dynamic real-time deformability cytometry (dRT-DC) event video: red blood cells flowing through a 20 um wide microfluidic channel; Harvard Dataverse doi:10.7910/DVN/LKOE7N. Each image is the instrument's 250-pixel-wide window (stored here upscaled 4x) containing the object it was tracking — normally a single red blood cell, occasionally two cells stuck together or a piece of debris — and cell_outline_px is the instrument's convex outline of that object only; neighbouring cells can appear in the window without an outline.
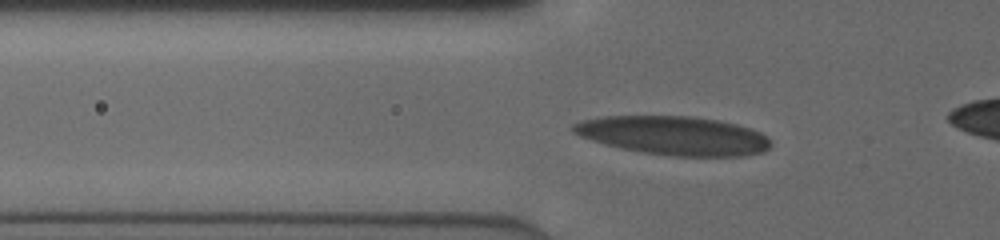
{"species": "human", "species_latin": "Homo sapiens", "temperature_condition": "cold", "stored_images_in_passage": 39, "camera_frame_rate_fps": 3000, "um_per_image_px": 0.085, "donor": {"sex": "male"}, "frame": {"image": 1, "passage_image": 12, "time_ms": 3.667, "image_size_px": [1000, 240], "cell_outline_px": [[772, 144], [764, 152], [744, 156], [672, 156], [644, 152], [624, 148], [592, 140], [580, 136], [572, 132], [572, 124], [580, 120], [600, 116], [692, 116], [716, 120], [736, 124], [760, 132], [768, 136]], "centroid_in_image_um": [57.28, 11.51], "position_along_channel_um": 68.5, "area_um2": 44.51}}
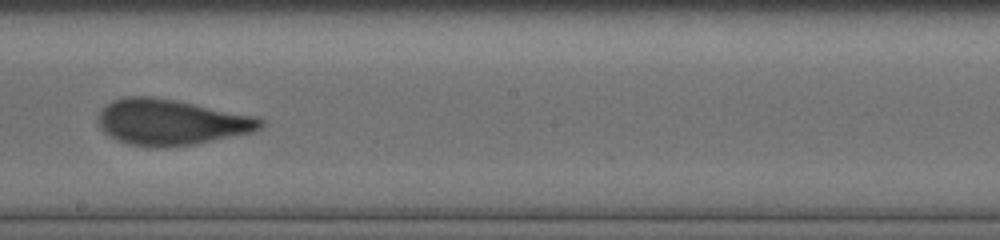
{"frame": {"image": 2, "passage_image": 24, "time_ms": 7.667, "image_size_px": [1000, 240], "cell_outline_px": [[264, 124], [260, 128], [252, 132], [192, 144], [164, 148], [156, 148], [128, 144], [116, 140], [108, 136], [96, 124], [96, 120], [100, 112], [112, 100], [124, 96], [152, 96], [176, 100], [256, 116], [264, 120]], "centroid_in_image_um": [14.49, 10.38], "position_along_channel_um": 233.7, "area_um2": 43.47}}
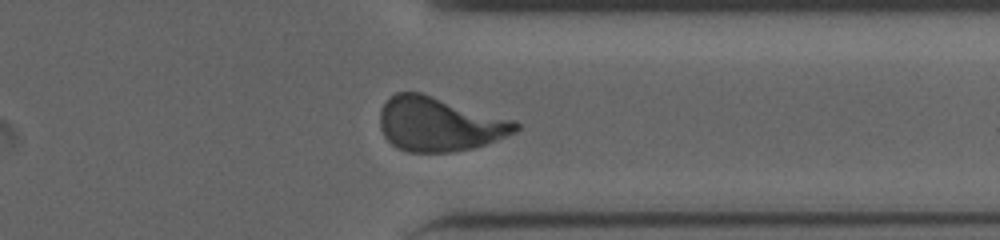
{"frame": {"image": 3, "passage_image": 34, "time_ms": 11.0, "image_size_px": [1000, 240], "cell_outline_px": [[520, 128], [516, 132], [484, 144], [472, 148], [452, 152], [408, 152], [396, 148], [384, 136], [380, 128], [380, 108], [388, 96], [396, 92], [420, 92], [512, 120], [520, 124]], "centroid_in_image_um": [37.27, 10.55], "position_along_channel_um": 374.1, "area_um2": 42.66}}